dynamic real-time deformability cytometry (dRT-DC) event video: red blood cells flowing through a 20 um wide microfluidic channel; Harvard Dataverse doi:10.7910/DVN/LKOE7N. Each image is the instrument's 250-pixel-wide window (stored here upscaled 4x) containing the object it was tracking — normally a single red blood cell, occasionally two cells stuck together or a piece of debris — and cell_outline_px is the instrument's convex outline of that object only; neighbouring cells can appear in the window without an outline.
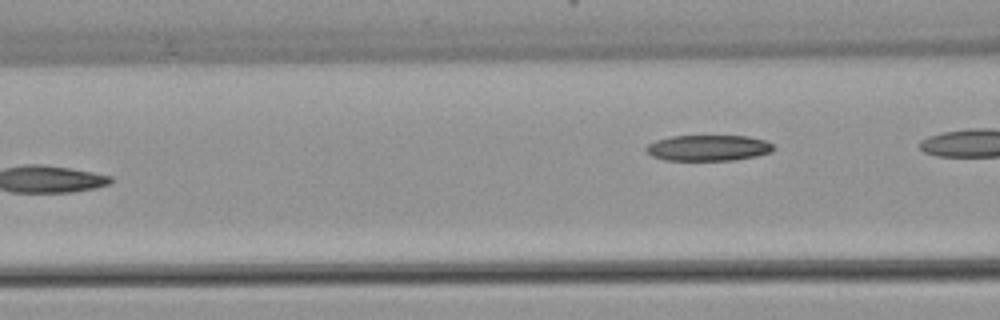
{"species": "common noctule bat (a hibernating species)", "species_latin": "Nyctalus noctula", "temperature_condition": "warm", "stored_images_in_passage": 6, "camera_frame_rate_fps": 3000, "um_per_image_px": 0.085, "animal": {"sex": "female", "body_mass_g": 22.7, "forearm_length_mm": 54.2}, "frame": {"image": 1, "passage_image": 6, "time_ms": 7.0, "image_size_px": [1000, 320], "cell_outline_px": [[776, 148], [772, 152], [756, 156], [736, 160], [664, 160], [652, 156], [644, 148], [648, 144], [656, 140], [672, 136], [748, 136], [764, 140], [772, 144]], "centroid_in_image_um": [60.22, 12.57], "position_along_channel_um": 106.4, "area_um2": 19.25}}